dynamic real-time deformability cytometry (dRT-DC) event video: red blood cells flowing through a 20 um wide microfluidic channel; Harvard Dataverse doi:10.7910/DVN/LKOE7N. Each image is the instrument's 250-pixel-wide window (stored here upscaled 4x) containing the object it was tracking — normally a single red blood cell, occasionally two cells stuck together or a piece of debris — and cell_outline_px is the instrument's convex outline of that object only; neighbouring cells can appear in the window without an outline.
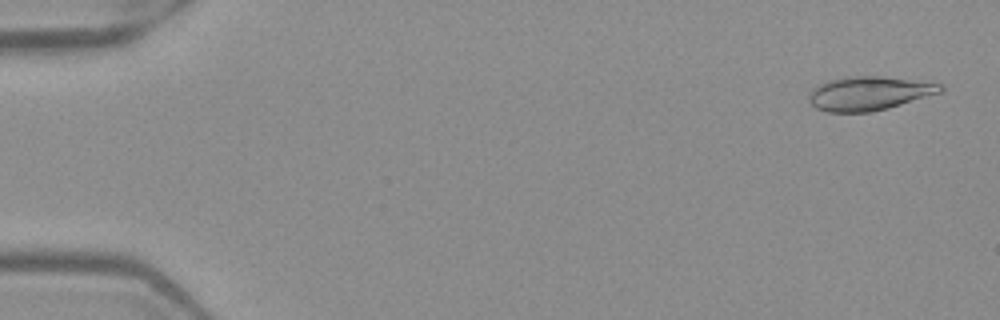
{"species": "Egyptian fruit bat (a non-hibernating species)", "species_latin": "Rousettus aegyptiacus", "temperature_condition": "warm", "stored_images_in_passage": 51, "camera_frame_rate_fps": 3000, "um_per_image_px": 0.085, "frame": {"image": 1, "passage_image": 2, "time_ms": 0.333, "image_size_px": [1000, 320], "cell_outline_px": [[944, 92], [888, 108], [868, 112], [828, 112], [816, 108], [808, 100], [808, 96], [812, 88], [828, 80], [848, 76], [876, 76], [944, 84]], "centroid_in_image_um": [73.87, 7.94], "position_along_channel_um": 11.1, "area_um2": 25.95}}
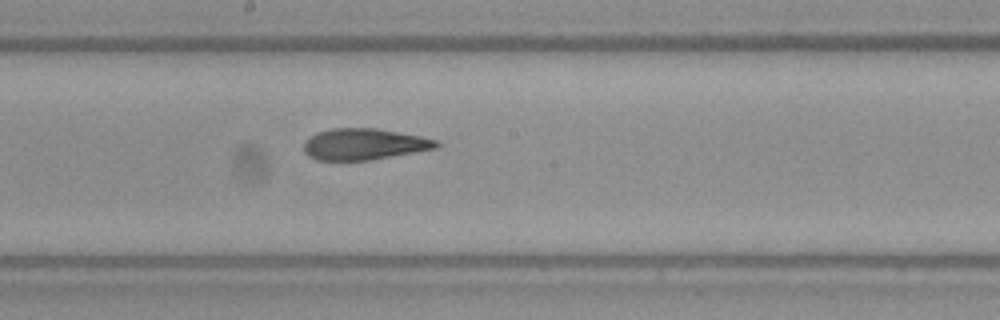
{"frame": {"image": 2, "passage_image": 28, "time_ms": 9.0, "image_size_px": [1000, 320], "cell_outline_px": [[444, 144], [436, 148], [416, 152], [372, 160], [316, 160], [308, 156], [304, 152], [304, 140], [316, 132], [332, 128], [376, 128], [420, 136], [440, 140]], "centroid_in_image_um": [30.97, 12.25], "position_along_channel_um": 217.2, "area_um2": 24.51}}
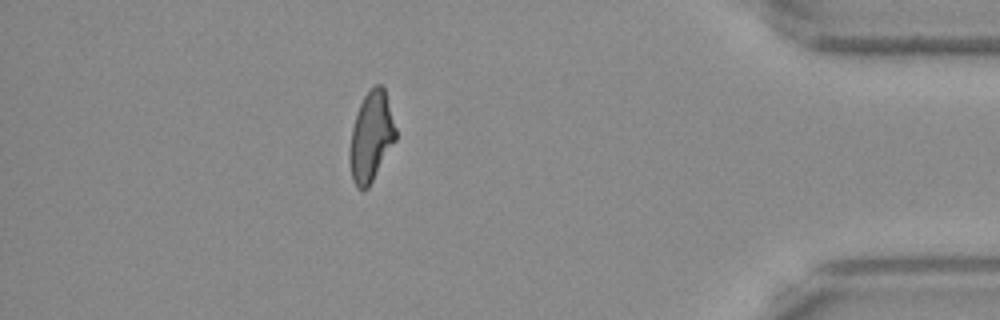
{"frame": {"image": 3, "passage_image": 45, "time_ms": 14.667, "image_size_px": [1000, 320], "cell_outline_px": [[396, 140], [368, 188], [360, 188], [352, 180], [348, 160], [348, 152], [352, 128], [360, 104], [364, 96], [376, 84], [380, 84], [384, 88], [396, 128]], "centroid_in_image_um": [31.53, 11.63], "position_along_channel_um": 403.7, "area_um2": 23.87}, "authors_computed_cell_mechanics": {"area_um2": 24.9118, "velocity_mm_per_s": 4.007, "shape_relaxation_time_tau1_ms": null, "shape_relaxation_time_tau2_ms": 1.8877, "deformation_change_tau1": null, "deformation_change_tau2": 0.1028}}